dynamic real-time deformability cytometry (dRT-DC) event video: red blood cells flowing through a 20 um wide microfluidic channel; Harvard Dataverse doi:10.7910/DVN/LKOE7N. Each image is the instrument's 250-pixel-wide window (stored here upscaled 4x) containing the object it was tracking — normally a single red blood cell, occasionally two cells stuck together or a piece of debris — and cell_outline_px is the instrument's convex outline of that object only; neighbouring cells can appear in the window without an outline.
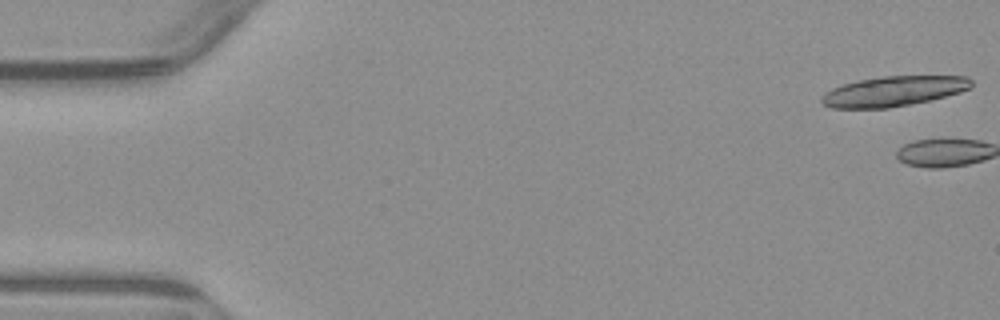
{"species": "common noctule bat (a hibernating species)", "species_latin": "Nyctalus noctula", "temperature_condition": "warm", "stored_images_in_passage": 8, "camera_frame_rate_fps": 3000, "um_per_image_px": 0.085, "animal": {"sex": "male", "body_mass_g": 23.1, "forearm_length_mm": 52.7}, "frame": {"image": 1, "passage_image": 1, "time_ms": 0.0, "image_size_px": [1000, 320], "cell_outline_px": [[972, 88], [960, 92], [928, 100], [888, 108], [832, 108], [824, 104], [820, 100], [820, 96], [832, 88], [844, 84], [860, 80], [884, 76], [968, 76], [972, 80]], "centroid_in_image_um": [75.95, 7.75], "position_along_channel_um": 9.0, "area_um2": 26.01}}